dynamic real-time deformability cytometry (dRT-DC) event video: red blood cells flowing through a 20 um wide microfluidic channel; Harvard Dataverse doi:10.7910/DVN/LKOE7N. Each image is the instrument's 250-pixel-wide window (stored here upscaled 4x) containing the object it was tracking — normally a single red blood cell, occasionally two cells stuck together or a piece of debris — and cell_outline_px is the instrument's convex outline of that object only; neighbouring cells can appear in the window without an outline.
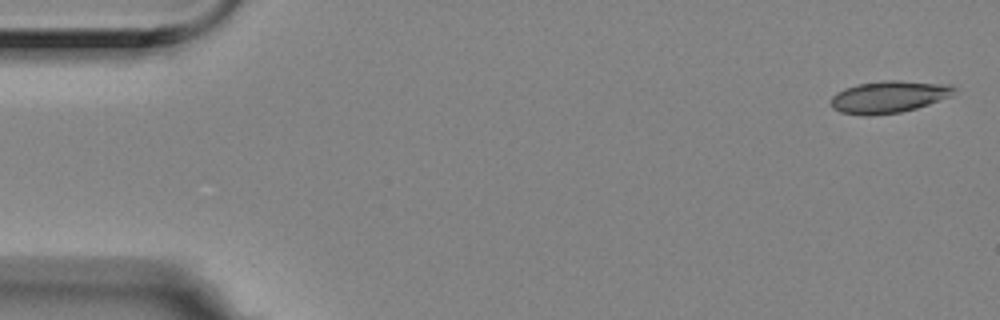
{"species": "Egyptian fruit bat (a non-hibernating species)", "species_latin": "Rousettus aegyptiacus", "temperature_condition": "room temperature", "stored_images_in_passage": 4, "camera_frame_rate_fps": 3000, "um_per_image_px": 0.085, "animal": {"sex": "female"}, "frame": {"image": 1, "passage_image": 1, "time_ms": 0.0, "image_size_px": [1000, 320], "cell_outline_px": [[956, 88], [952, 96], [916, 108], [900, 112], [868, 116], [864, 116], [840, 112], [832, 108], [832, 96], [836, 92], [844, 88], [856, 84], [884, 80], [900, 80], [952, 84]], "centroid_in_image_um": [75.55, 8.22], "position_along_channel_um": 9.4, "area_um2": 23.24}}